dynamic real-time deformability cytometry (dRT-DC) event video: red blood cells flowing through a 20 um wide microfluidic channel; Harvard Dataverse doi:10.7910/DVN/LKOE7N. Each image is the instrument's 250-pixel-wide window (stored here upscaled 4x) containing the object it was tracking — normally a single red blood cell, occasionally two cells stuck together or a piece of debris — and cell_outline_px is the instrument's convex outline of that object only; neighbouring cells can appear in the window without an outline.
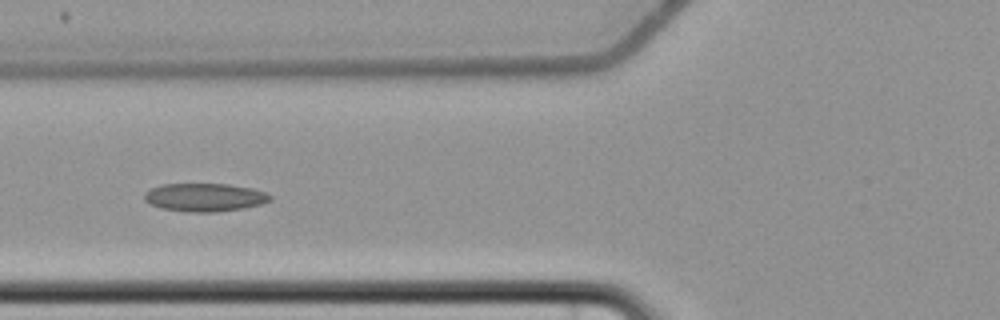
{"species": "common noctule bat (a hibernating species)", "species_latin": "Nyctalus noctula", "temperature_condition": "cold", "stored_images_in_passage": 8, "camera_frame_rate_fps": 3000, "um_per_image_px": 0.085, "animal": {"sex": "female", "body_mass_g": 22.7, "forearm_length_mm": 54.2}, "frame": {"image": 1, "passage_image": 7, "time_ms": 7.333, "image_size_px": [1000, 320], "cell_outline_px": [[272, 200], [260, 204], [244, 208], [216, 212], [188, 212], [160, 208], [144, 200], [144, 192], [160, 184], [228, 184], [252, 188], [264, 192], [272, 196]], "centroid_in_image_um": [17.39, 16.77], "position_along_channel_um": 108.4, "area_um2": 20.69}}
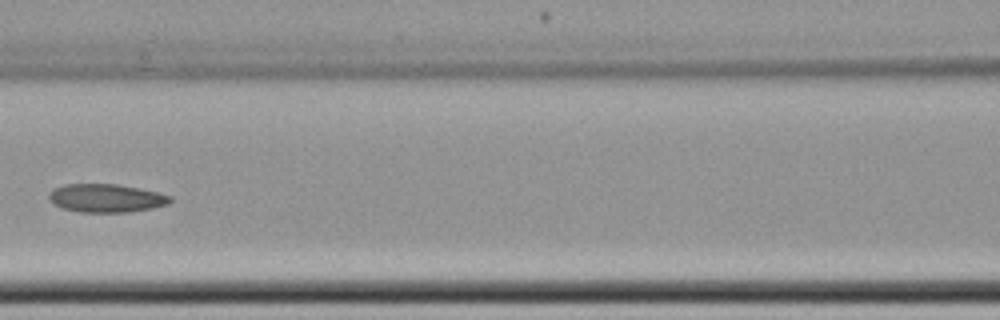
{"frame": {"image": 2, "passage_image": 8, "time_ms": 8.667, "image_size_px": [1000, 320], "cell_outline_px": [[172, 200], [168, 204], [152, 208], [128, 212], [80, 212], [60, 208], [52, 204], [48, 200], [48, 196], [56, 188], [64, 184], [116, 184], [140, 188], [160, 192], [172, 196]], "centroid_in_image_um": [9.03, 16.84], "position_along_channel_um": 157.6, "area_um2": 20.17}}